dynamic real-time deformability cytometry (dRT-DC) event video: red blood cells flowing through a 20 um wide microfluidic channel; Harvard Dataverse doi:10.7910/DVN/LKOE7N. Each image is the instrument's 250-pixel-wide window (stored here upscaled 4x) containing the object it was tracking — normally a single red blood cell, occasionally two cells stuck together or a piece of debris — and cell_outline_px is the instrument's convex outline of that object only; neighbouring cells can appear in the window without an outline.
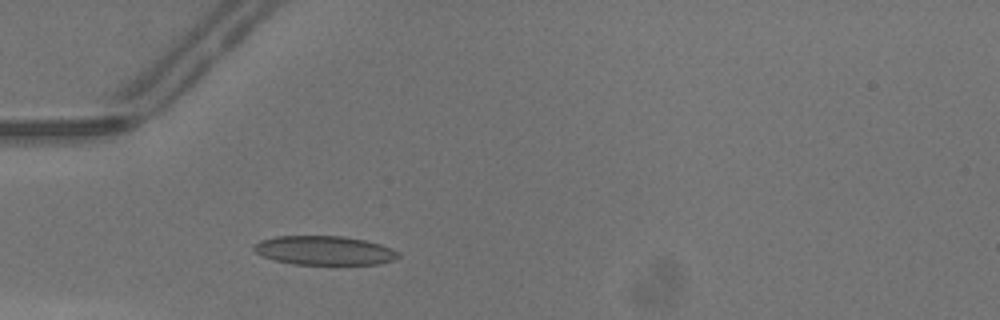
{"species": "common noctule bat (a hibernating species)", "species_latin": "Nyctalus noctula", "temperature_condition": "warm", "stored_images_in_passage": 23, "camera_frame_rate_fps": 3000, "um_per_image_px": 0.085, "animal": {"sex": "male", "body_mass_g": 13.3}, "frame": {"image": 1, "passage_image": 12, "time_ms": 3.667, "image_size_px": [1000, 320], "cell_outline_px": [[400, 256], [396, 260], [380, 264], [292, 264], [276, 260], [264, 256], [256, 252], [252, 248], [260, 240], [276, 236], [344, 236], [364, 240], [380, 244], [400, 252]], "centroid_in_image_um": [27.61, 21.29], "position_along_channel_um": 57.4, "area_um2": 24.39}}
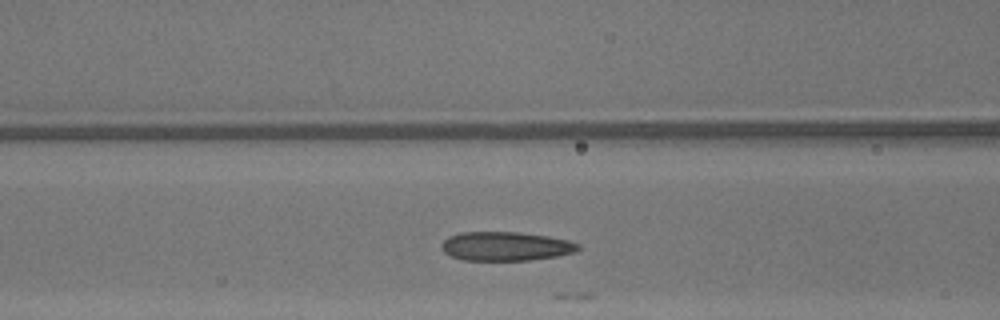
{"frame": {"image": 2, "passage_image": 17, "time_ms": 5.333, "image_size_px": [1000, 320], "cell_outline_px": [[580, 248], [576, 252], [556, 256], [528, 260], [464, 260], [452, 256], [444, 252], [440, 248], [440, 244], [448, 236], [460, 232], [520, 232], [548, 236], [568, 240], [580, 244]], "centroid_in_image_um": [42.97, 20.92], "position_along_channel_um": 123.6, "area_um2": 23.18}}
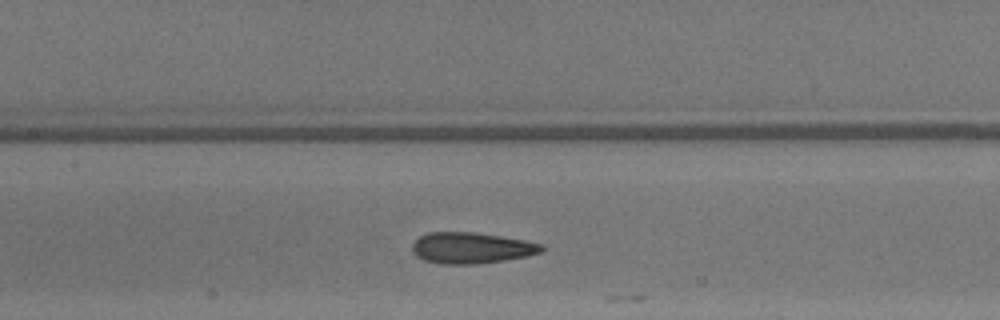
{"frame": {"image": 3, "passage_image": 20, "time_ms": 6.333, "image_size_px": [1000, 320], "cell_outline_px": [[544, 248], [540, 252], [528, 256], [504, 260], [476, 264], [440, 264], [424, 260], [416, 256], [412, 252], [412, 244], [420, 236], [428, 232], [476, 232], [524, 240], [544, 244]], "centroid_in_image_um": [40.05, 21.07], "position_along_channel_um": 167.4, "area_um2": 23.52}}